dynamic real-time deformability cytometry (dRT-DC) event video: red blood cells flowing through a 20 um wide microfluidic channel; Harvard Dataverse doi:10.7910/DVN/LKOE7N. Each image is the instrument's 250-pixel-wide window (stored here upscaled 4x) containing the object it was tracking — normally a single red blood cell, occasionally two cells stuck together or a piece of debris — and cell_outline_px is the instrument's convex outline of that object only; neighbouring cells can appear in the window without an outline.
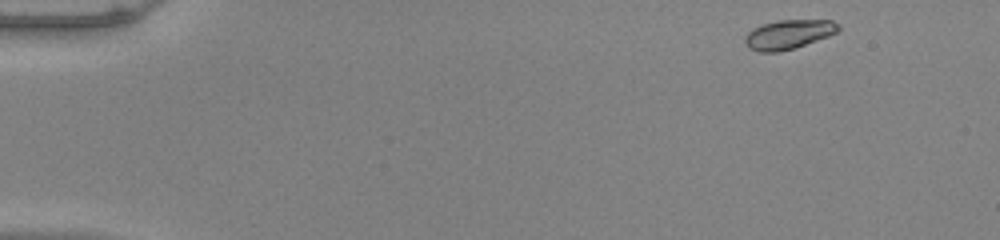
{"species": "common noctule bat (a hibernating species)", "species_latin": "Nyctalus noctula", "temperature_condition": "warm", "stored_images_in_passage": 49, "camera_frame_rate_fps": 3000, "um_per_image_px": 0.085, "animal": {"sex": "male", "body_mass_g": 20.0, "forearm_length_mm": 53.3}, "frame": {"image": 1, "passage_image": 1, "time_ms": 0.0, "image_size_px": [1000, 240], "cell_outline_px": [[840, 28], [836, 32], [828, 36], [792, 48], [776, 52], [760, 52], [748, 48], [744, 40], [744, 36], [752, 28], [776, 20], [832, 20], [840, 24]], "centroid_in_image_um": [66.99, 2.91], "position_along_channel_um": 18.0, "area_um2": 15.78}}
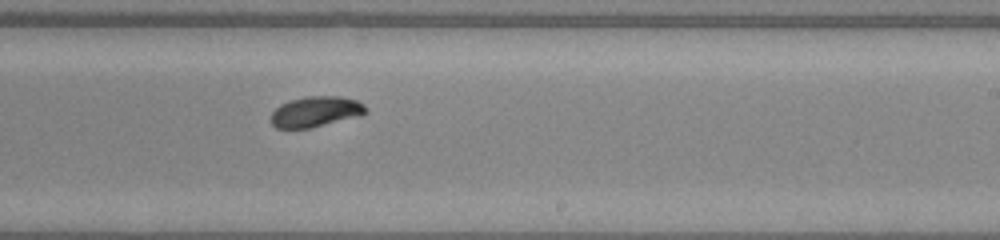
{"frame": {"image": 2, "passage_image": 29, "time_ms": 9.333, "image_size_px": [1000, 240], "cell_outline_px": [[368, 112], [364, 116], [312, 128], [276, 128], [272, 124], [272, 112], [280, 104], [288, 100], [308, 96], [340, 96], [356, 100], [364, 104], [368, 108]], "centroid_in_image_um": [26.91, 9.5], "position_along_channel_um": 262.1, "area_um2": 17.28}}
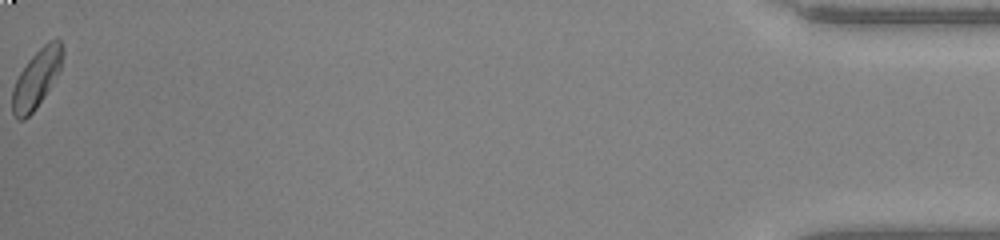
{"frame": {"image": 3, "passage_image": 49, "time_ms": 16.0, "image_size_px": [1000, 240], "cell_outline_px": [[64, 52], [60, 72], [36, 108], [24, 120], [16, 120], [12, 112], [12, 88], [20, 72], [28, 60], [48, 40], [60, 40], [64, 48]], "centroid_in_image_um": [3.11, 6.68], "position_along_channel_um": 432.1, "area_um2": 17.17}, "authors_computed_cell_mechanics": {"area_um2": 16.5886, "velocity_mm_per_s": 3.9419, "shape_relaxation_time_tau1_ms": 3.3002, "shape_relaxation_time_tau2_ms": 2.2643, "deformation_change_tau1": 0.1447, "deformation_change_tau2": 0.0426}}